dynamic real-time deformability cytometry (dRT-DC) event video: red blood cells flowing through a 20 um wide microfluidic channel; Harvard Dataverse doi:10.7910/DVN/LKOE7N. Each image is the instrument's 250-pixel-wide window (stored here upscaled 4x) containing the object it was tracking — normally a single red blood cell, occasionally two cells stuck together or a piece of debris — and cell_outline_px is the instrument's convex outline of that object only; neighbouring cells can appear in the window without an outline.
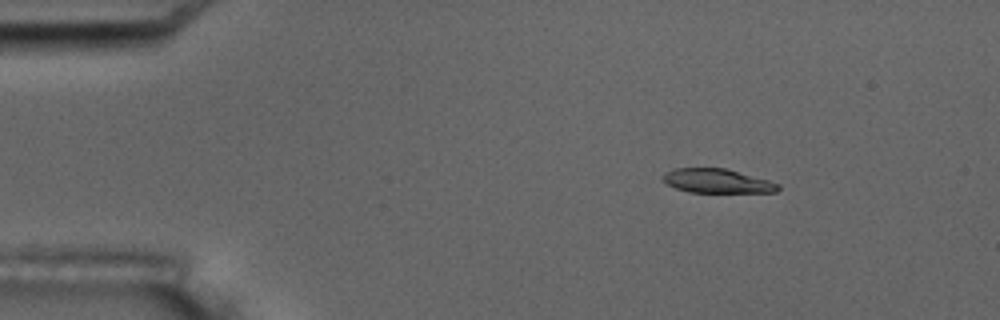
{"species": "common noctule bat (a hibernating species)", "species_latin": "Nyctalus noctula", "temperature_condition": "room temperature", "stored_images_in_passage": 4, "camera_frame_rate_fps": 3000, "um_per_image_px": 0.085, "animal": {"sex": "male", "body_mass_g": 17.5, "forearm_length_mm": 52.3}, "frame": {"image": 1, "passage_image": 2, "time_ms": 1.0, "image_size_px": [1000, 320], "cell_outline_px": [[780, 188], [776, 192], [688, 192], [676, 188], [668, 184], [664, 180], [664, 172], [672, 168], [724, 168], [768, 180], [780, 184]], "centroid_in_image_um": [60.95, 15.38], "position_along_channel_um": 24.0, "area_um2": 16.01}}